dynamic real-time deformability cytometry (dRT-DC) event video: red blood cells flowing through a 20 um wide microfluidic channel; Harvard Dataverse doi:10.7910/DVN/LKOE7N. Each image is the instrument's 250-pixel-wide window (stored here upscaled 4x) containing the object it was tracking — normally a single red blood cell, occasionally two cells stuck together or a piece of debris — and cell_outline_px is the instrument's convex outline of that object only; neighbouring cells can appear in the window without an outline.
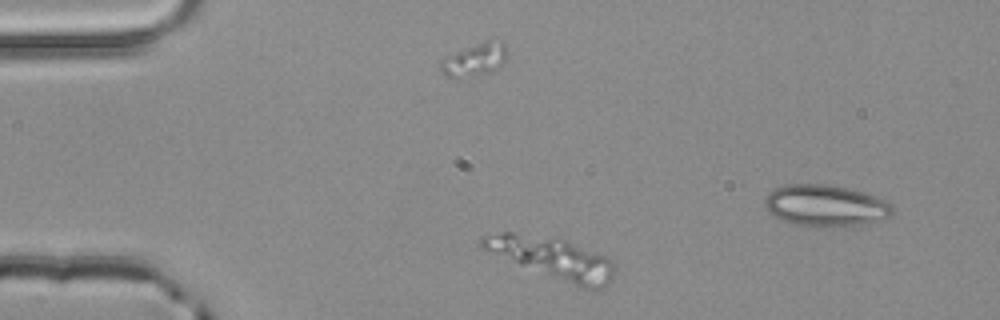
{"species": "common noctule bat (a hibernating species)", "species_latin": "Nyctalus noctula", "temperature_condition": "room temperature", "stored_images_in_passage": 2, "camera_frame_rate_fps": 3000, "um_per_image_px": 0.085, "animal": {"sex": "male", "body_mass_g": 20.4}, "frame": {"image": 1, "passage_image": 1, "time_ms": 0.0, "image_size_px": [1000, 320], "cell_outline_px": [[616, 276], [608, 284], [600, 288], [580, 288], [480, 248], [480, 236], [500, 232], [512, 232], [568, 240], [608, 256], [612, 260], [616, 268]], "centroid_in_image_um": [47.04, 21.92], "position_along_channel_um": 38.0, "area_um2": 31.79}}